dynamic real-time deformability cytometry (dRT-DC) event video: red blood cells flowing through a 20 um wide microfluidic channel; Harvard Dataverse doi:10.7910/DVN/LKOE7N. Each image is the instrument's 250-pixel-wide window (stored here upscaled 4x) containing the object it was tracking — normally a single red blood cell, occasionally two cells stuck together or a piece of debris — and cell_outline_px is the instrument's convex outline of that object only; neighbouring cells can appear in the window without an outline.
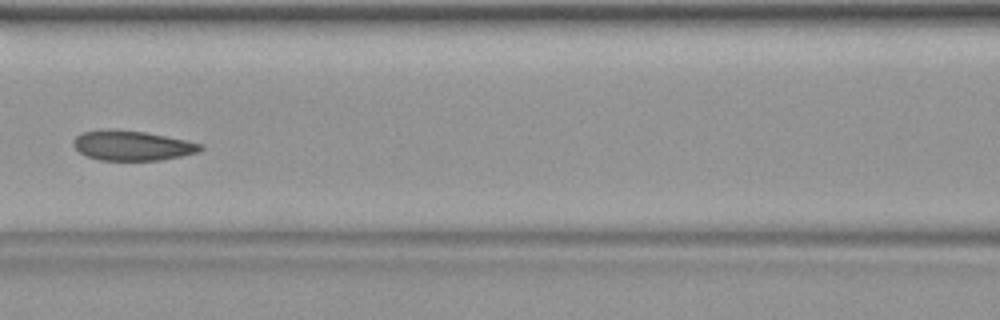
{"species": "common noctule bat (a hibernating species)", "species_latin": "Nyctalus noctula", "temperature_condition": "warm", "stored_images_in_passage": 42, "camera_frame_rate_fps": 3000, "um_per_image_px": 0.085, "animal": {"sex": "female", "body_mass_g": 19.9}, "frame": {"image": 1, "passage_image": 19, "time_ms": 6.0, "image_size_px": [1000, 320], "cell_outline_px": [[204, 148], [200, 152], [160, 160], [100, 160], [88, 156], [80, 152], [72, 144], [72, 140], [76, 136], [84, 132], [116, 128], [144, 132], [188, 140], [204, 144]], "centroid_in_image_um": [11.27, 12.36], "position_along_channel_um": 155.3, "area_um2": 22.2}}